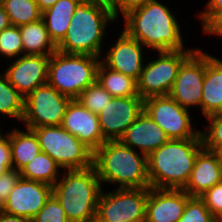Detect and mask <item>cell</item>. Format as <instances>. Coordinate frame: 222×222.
I'll list each match as a JSON object with an SVG mask.
<instances>
[{"label": "cell", "instance_id": "5bb4252c", "mask_svg": "<svg viewBox=\"0 0 222 222\" xmlns=\"http://www.w3.org/2000/svg\"><path fill=\"white\" fill-rule=\"evenodd\" d=\"M143 111L144 100L140 96L113 97L97 115L104 139L119 140Z\"/></svg>", "mask_w": 222, "mask_h": 222}, {"label": "cell", "instance_id": "1f68e13d", "mask_svg": "<svg viewBox=\"0 0 222 222\" xmlns=\"http://www.w3.org/2000/svg\"><path fill=\"white\" fill-rule=\"evenodd\" d=\"M179 222H219L199 197H191Z\"/></svg>", "mask_w": 222, "mask_h": 222}, {"label": "cell", "instance_id": "d6a6232c", "mask_svg": "<svg viewBox=\"0 0 222 222\" xmlns=\"http://www.w3.org/2000/svg\"><path fill=\"white\" fill-rule=\"evenodd\" d=\"M32 222H69L64 208L52 194L45 202L43 208L32 219Z\"/></svg>", "mask_w": 222, "mask_h": 222}, {"label": "cell", "instance_id": "f6af8a7d", "mask_svg": "<svg viewBox=\"0 0 222 222\" xmlns=\"http://www.w3.org/2000/svg\"><path fill=\"white\" fill-rule=\"evenodd\" d=\"M218 154H219V157H220V160H221V165H222V152L218 153Z\"/></svg>", "mask_w": 222, "mask_h": 222}, {"label": "cell", "instance_id": "ba28073f", "mask_svg": "<svg viewBox=\"0 0 222 222\" xmlns=\"http://www.w3.org/2000/svg\"><path fill=\"white\" fill-rule=\"evenodd\" d=\"M159 51L157 56L144 63L137 80L139 96L145 100L154 96L169 95L182 63L196 50Z\"/></svg>", "mask_w": 222, "mask_h": 222}, {"label": "cell", "instance_id": "f35d334b", "mask_svg": "<svg viewBox=\"0 0 222 222\" xmlns=\"http://www.w3.org/2000/svg\"><path fill=\"white\" fill-rule=\"evenodd\" d=\"M0 160H12L9 132H0Z\"/></svg>", "mask_w": 222, "mask_h": 222}, {"label": "cell", "instance_id": "3957f363", "mask_svg": "<svg viewBox=\"0 0 222 222\" xmlns=\"http://www.w3.org/2000/svg\"><path fill=\"white\" fill-rule=\"evenodd\" d=\"M204 148L202 135L169 139L147 156L150 187L183 189L189 180L198 153Z\"/></svg>", "mask_w": 222, "mask_h": 222}, {"label": "cell", "instance_id": "ee69618b", "mask_svg": "<svg viewBox=\"0 0 222 222\" xmlns=\"http://www.w3.org/2000/svg\"><path fill=\"white\" fill-rule=\"evenodd\" d=\"M88 1L99 2V3L106 4L108 6H111V3H112V0H88Z\"/></svg>", "mask_w": 222, "mask_h": 222}, {"label": "cell", "instance_id": "6da1fadb", "mask_svg": "<svg viewBox=\"0 0 222 222\" xmlns=\"http://www.w3.org/2000/svg\"><path fill=\"white\" fill-rule=\"evenodd\" d=\"M160 1L150 0L128 11L120 18L124 23L123 30L150 51L188 49L176 13Z\"/></svg>", "mask_w": 222, "mask_h": 222}, {"label": "cell", "instance_id": "8fae6325", "mask_svg": "<svg viewBox=\"0 0 222 222\" xmlns=\"http://www.w3.org/2000/svg\"><path fill=\"white\" fill-rule=\"evenodd\" d=\"M144 111L163 129L169 139L196 138L201 134V130L196 129V125L192 123V112L181 107L169 95L145 99Z\"/></svg>", "mask_w": 222, "mask_h": 222}, {"label": "cell", "instance_id": "ab89813d", "mask_svg": "<svg viewBox=\"0 0 222 222\" xmlns=\"http://www.w3.org/2000/svg\"><path fill=\"white\" fill-rule=\"evenodd\" d=\"M0 222H32V220L22 216L10 215L0 210Z\"/></svg>", "mask_w": 222, "mask_h": 222}, {"label": "cell", "instance_id": "d6986e66", "mask_svg": "<svg viewBox=\"0 0 222 222\" xmlns=\"http://www.w3.org/2000/svg\"><path fill=\"white\" fill-rule=\"evenodd\" d=\"M169 140L163 129L143 111L125 130L121 143L148 156Z\"/></svg>", "mask_w": 222, "mask_h": 222}, {"label": "cell", "instance_id": "9c48e42d", "mask_svg": "<svg viewBox=\"0 0 222 222\" xmlns=\"http://www.w3.org/2000/svg\"><path fill=\"white\" fill-rule=\"evenodd\" d=\"M148 188L102 189L97 206L99 222H145Z\"/></svg>", "mask_w": 222, "mask_h": 222}, {"label": "cell", "instance_id": "7c38bea8", "mask_svg": "<svg viewBox=\"0 0 222 222\" xmlns=\"http://www.w3.org/2000/svg\"><path fill=\"white\" fill-rule=\"evenodd\" d=\"M204 76L205 51L197 48L180 66L169 96L184 109L201 111Z\"/></svg>", "mask_w": 222, "mask_h": 222}, {"label": "cell", "instance_id": "8992f818", "mask_svg": "<svg viewBox=\"0 0 222 222\" xmlns=\"http://www.w3.org/2000/svg\"><path fill=\"white\" fill-rule=\"evenodd\" d=\"M99 63L100 57L55 51L50 55L47 83L62 95L77 99L96 81Z\"/></svg>", "mask_w": 222, "mask_h": 222}, {"label": "cell", "instance_id": "74e56055", "mask_svg": "<svg viewBox=\"0 0 222 222\" xmlns=\"http://www.w3.org/2000/svg\"><path fill=\"white\" fill-rule=\"evenodd\" d=\"M203 34L207 36H217L222 38V13L213 15L204 25H202Z\"/></svg>", "mask_w": 222, "mask_h": 222}, {"label": "cell", "instance_id": "f1b7e54d", "mask_svg": "<svg viewBox=\"0 0 222 222\" xmlns=\"http://www.w3.org/2000/svg\"><path fill=\"white\" fill-rule=\"evenodd\" d=\"M112 98L113 97L96 80L79 95L77 100L85 108L98 115Z\"/></svg>", "mask_w": 222, "mask_h": 222}, {"label": "cell", "instance_id": "b9f144b4", "mask_svg": "<svg viewBox=\"0 0 222 222\" xmlns=\"http://www.w3.org/2000/svg\"><path fill=\"white\" fill-rule=\"evenodd\" d=\"M38 4L39 10L44 12L48 8L52 7L58 0H35Z\"/></svg>", "mask_w": 222, "mask_h": 222}, {"label": "cell", "instance_id": "d4e9b609", "mask_svg": "<svg viewBox=\"0 0 222 222\" xmlns=\"http://www.w3.org/2000/svg\"><path fill=\"white\" fill-rule=\"evenodd\" d=\"M96 80L112 97L139 96L136 79L106 67L101 61Z\"/></svg>", "mask_w": 222, "mask_h": 222}, {"label": "cell", "instance_id": "4316f807", "mask_svg": "<svg viewBox=\"0 0 222 222\" xmlns=\"http://www.w3.org/2000/svg\"><path fill=\"white\" fill-rule=\"evenodd\" d=\"M24 99L25 97L8 81L5 73L0 71V115L21 122Z\"/></svg>", "mask_w": 222, "mask_h": 222}, {"label": "cell", "instance_id": "8d00e7d4", "mask_svg": "<svg viewBox=\"0 0 222 222\" xmlns=\"http://www.w3.org/2000/svg\"><path fill=\"white\" fill-rule=\"evenodd\" d=\"M200 13H197L198 20L205 24L213 15L222 13V0H208Z\"/></svg>", "mask_w": 222, "mask_h": 222}, {"label": "cell", "instance_id": "cb8c5ba5", "mask_svg": "<svg viewBox=\"0 0 222 222\" xmlns=\"http://www.w3.org/2000/svg\"><path fill=\"white\" fill-rule=\"evenodd\" d=\"M24 55H52L57 51V45L50 38L44 21L28 23L19 26Z\"/></svg>", "mask_w": 222, "mask_h": 222}, {"label": "cell", "instance_id": "7a4b0ae2", "mask_svg": "<svg viewBox=\"0 0 222 222\" xmlns=\"http://www.w3.org/2000/svg\"><path fill=\"white\" fill-rule=\"evenodd\" d=\"M118 22L110 6L81 0L75 8L64 38L57 44V51L65 54L101 57L106 41L107 28Z\"/></svg>", "mask_w": 222, "mask_h": 222}, {"label": "cell", "instance_id": "60d3db41", "mask_svg": "<svg viewBox=\"0 0 222 222\" xmlns=\"http://www.w3.org/2000/svg\"><path fill=\"white\" fill-rule=\"evenodd\" d=\"M11 26L8 15L5 12V9L0 2V32Z\"/></svg>", "mask_w": 222, "mask_h": 222}, {"label": "cell", "instance_id": "d590c367", "mask_svg": "<svg viewBox=\"0 0 222 222\" xmlns=\"http://www.w3.org/2000/svg\"><path fill=\"white\" fill-rule=\"evenodd\" d=\"M148 1L150 0H112L110 7L112 9L114 17L119 20V18L125 15L128 11L142 6Z\"/></svg>", "mask_w": 222, "mask_h": 222}, {"label": "cell", "instance_id": "e0dca14e", "mask_svg": "<svg viewBox=\"0 0 222 222\" xmlns=\"http://www.w3.org/2000/svg\"><path fill=\"white\" fill-rule=\"evenodd\" d=\"M61 126L93 152L106 141L100 130L98 116L77 99L71 100L68 104Z\"/></svg>", "mask_w": 222, "mask_h": 222}, {"label": "cell", "instance_id": "e575fe53", "mask_svg": "<svg viewBox=\"0 0 222 222\" xmlns=\"http://www.w3.org/2000/svg\"><path fill=\"white\" fill-rule=\"evenodd\" d=\"M20 177V171L13 168L0 175V210L5 205L9 194Z\"/></svg>", "mask_w": 222, "mask_h": 222}, {"label": "cell", "instance_id": "30bf717a", "mask_svg": "<svg viewBox=\"0 0 222 222\" xmlns=\"http://www.w3.org/2000/svg\"><path fill=\"white\" fill-rule=\"evenodd\" d=\"M72 99L48 83L37 87L24 99L23 127L59 126Z\"/></svg>", "mask_w": 222, "mask_h": 222}, {"label": "cell", "instance_id": "4dcf8cb0", "mask_svg": "<svg viewBox=\"0 0 222 222\" xmlns=\"http://www.w3.org/2000/svg\"><path fill=\"white\" fill-rule=\"evenodd\" d=\"M207 125L201 130L204 148L215 152H222V113H217L205 118ZM207 126V127H206Z\"/></svg>", "mask_w": 222, "mask_h": 222}, {"label": "cell", "instance_id": "4fadbf2b", "mask_svg": "<svg viewBox=\"0 0 222 222\" xmlns=\"http://www.w3.org/2000/svg\"><path fill=\"white\" fill-rule=\"evenodd\" d=\"M121 31L118 38L113 41L114 44L112 43V46L110 44V48L102 52L100 61L106 67L138 80L145 58L149 57L146 54L148 51L138 40L132 38L123 29Z\"/></svg>", "mask_w": 222, "mask_h": 222}, {"label": "cell", "instance_id": "ffe728a7", "mask_svg": "<svg viewBox=\"0 0 222 222\" xmlns=\"http://www.w3.org/2000/svg\"><path fill=\"white\" fill-rule=\"evenodd\" d=\"M222 181V165L218 153L203 148L196 156L193 169L183 190L199 197Z\"/></svg>", "mask_w": 222, "mask_h": 222}, {"label": "cell", "instance_id": "52a82bcc", "mask_svg": "<svg viewBox=\"0 0 222 222\" xmlns=\"http://www.w3.org/2000/svg\"><path fill=\"white\" fill-rule=\"evenodd\" d=\"M29 129L35 132L41 151L62 170H82L93 166V151L61 125Z\"/></svg>", "mask_w": 222, "mask_h": 222}, {"label": "cell", "instance_id": "7402d4cb", "mask_svg": "<svg viewBox=\"0 0 222 222\" xmlns=\"http://www.w3.org/2000/svg\"><path fill=\"white\" fill-rule=\"evenodd\" d=\"M11 127L9 142L13 169L20 171L41 151L38 138L32 129Z\"/></svg>", "mask_w": 222, "mask_h": 222}, {"label": "cell", "instance_id": "7bdbcfd3", "mask_svg": "<svg viewBox=\"0 0 222 222\" xmlns=\"http://www.w3.org/2000/svg\"><path fill=\"white\" fill-rule=\"evenodd\" d=\"M12 168V160H0V175Z\"/></svg>", "mask_w": 222, "mask_h": 222}, {"label": "cell", "instance_id": "44dd1931", "mask_svg": "<svg viewBox=\"0 0 222 222\" xmlns=\"http://www.w3.org/2000/svg\"><path fill=\"white\" fill-rule=\"evenodd\" d=\"M201 114L205 118L222 113V60L205 51Z\"/></svg>", "mask_w": 222, "mask_h": 222}, {"label": "cell", "instance_id": "f546056e", "mask_svg": "<svg viewBox=\"0 0 222 222\" xmlns=\"http://www.w3.org/2000/svg\"><path fill=\"white\" fill-rule=\"evenodd\" d=\"M24 55L19 26H10L0 32V56L6 59H15Z\"/></svg>", "mask_w": 222, "mask_h": 222}, {"label": "cell", "instance_id": "ac0fdd59", "mask_svg": "<svg viewBox=\"0 0 222 222\" xmlns=\"http://www.w3.org/2000/svg\"><path fill=\"white\" fill-rule=\"evenodd\" d=\"M190 198L183 189L148 188L145 222H179Z\"/></svg>", "mask_w": 222, "mask_h": 222}, {"label": "cell", "instance_id": "277c9868", "mask_svg": "<svg viewBox=\"0 0 222 222\" xmlns=\"http://www.w3.org/2000/svg\"><path fill=\"white\" fill-rule=\"evenodd\" d=\"M93 167L103 187L150 188L147 156L119 140L105 141L93 152Z\"/></svg>", "mask_w": 222, "mask_h": 222}, {"label": "cell", "instance_id": "836d02e7", "mask_svg": "<svg viewBox=\"0 0 222 222\" xmlns=\"http://www.w3.org/2000/svg\"><path fill=\"white\" fill-rule=\"evenodd\" d=\"M199 198L204 202L211 214L222 221V181L205 191Z\"/></svg>", "mask_w": 222, "mask_h": 222}, {"label": "cell", "instance_id": "484cf974", "mask_svg": "<svg viewBox=\"0 0 222 222\" xmlns=\"http://www.w3.org/2000/svg\"><path fill=\"white\" fill-rule=\"evenodd\" d=\"M62 172V168L48 154L40 151L20 170V175L24 179L43 182L53 187Z\"/></svg>", "mask_w": 222, "mask_h": 222}, {"label": "cell", "instance_id": "5b68a950", "mask_svg": "<svg viewBox=\"0 0 222 222\" xmlns=\"http://www.w3.org/2000/svg\"><path fill=\"white\" fill-rule=\"evenodd\" d=\"M103 187L93 166L82 170H63L52 187V194L64 208L69 222H93Z\"/></svg>", "mask_w": 222, "mask_h": 222}, {"label": "cell", "instance_id": "2e32d148", "mask_svg": "<svg viewBox=\"0 0 222 222\" xmlns=\"http://www.w3.org/2000/svg\"><path fill=\"white\" fill-rule=\"evenodd\" d=\"M52 195V186L20 177L1 211L33 219Z\"/></svg>", "mask_w": 222, "mask_h": 222}, {"label": "cell", "instance_id": "603a6c76", "mask_svg": "<svg viewBox=\"0 0 222 222\" xmlns=\"http://www.w3.org/2000/svg\"><path fill=\"white\" fill-rule=\"evenodd\" d=\"M81 0H58L52 7L42 12L50 38L57 45L66 35L75 8Z\"/></svg>", "mask_w": 222, "mask_h": 222}, {"label": "cell", "instance_id": "83f0119b", "mask_svg": "<svg viewBox=\"0 0 222 222\" xmlns=\"http://www.w3.org/2000/svg\"><path fill=\"white\" fill-rule=\"evenodd\" d=\"M12 26L39 21L42 12L35 0H0Z\"/></svg>", "mask_w": 222, "mask_h": 222}, {"label": "cell", "instance_id": "9a60e30c", "mask_svg": "<svg viewBox=\"0 0 222 222\" xmlns=\"http://www.w3.org/2000/svg\"><path fill=\"white\" fill-rule=\"evenodd\" d=\"M12 60L2 72L22 96L47 84L50 55H21Z\"/></svg>", "mask_w": 222, "mask_h": 222}]
</instances>
